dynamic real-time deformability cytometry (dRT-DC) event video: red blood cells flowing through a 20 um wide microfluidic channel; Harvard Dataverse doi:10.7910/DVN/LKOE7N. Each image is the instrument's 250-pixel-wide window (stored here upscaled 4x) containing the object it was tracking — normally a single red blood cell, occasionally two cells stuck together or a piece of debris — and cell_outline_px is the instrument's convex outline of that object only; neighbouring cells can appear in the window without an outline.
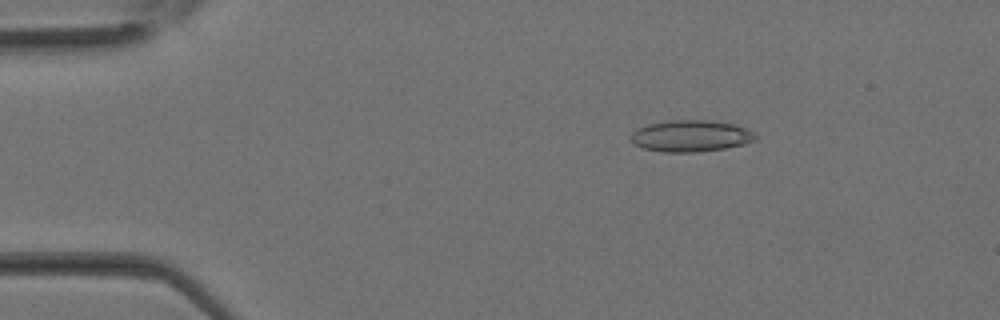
{"species": "Egyptian fruit bat (a non-hibernating species)", "species_latin": "Rousettus aegyptiacus", "temperature_condition": "room temperature", "stored_images_in_passage": 30, "camera_frame_rate_fps": 3000, "um_per_image_px": 0.085, "animal": {"sex": "female"}, "frame": {"image": 1, "passage_image": 2, "time_ms": 0.333, "image_size_px": [1000, 320], "cell_outline_px": [[756, 140], [744, 144], [724, 148], [696, 152], [664, 152], [644, 148], [636, 144], [632, 140], [632, 132], [648, 124], [672, 120], [708, 120], [732, 124], [756, 132]], "centroid_in_image_um": [58.76, 11.56], "position_along_channel_um": 26.2, "area_um2": 22.6}}
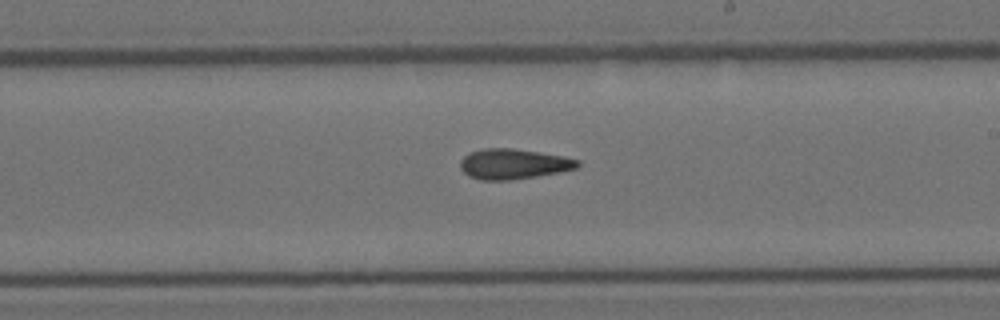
{"frame": {"image": 2, "passage_image": 16, "time_ms": 5.0, "image_size_px": [1000, 320], "cell_outline_px": [[580, 168], [560, 172], [536, 176], [508, 180], [480, 180], [468, 176], [460, 168], [460, 160], [464, 156], [472, 152], [484, 148], [512, 148], [564, 156], [580, 160]], "centroid_in_image_um": [43.67, 13.94], "position_along_channel_um": 245.3, "area_um2": 20.75}}
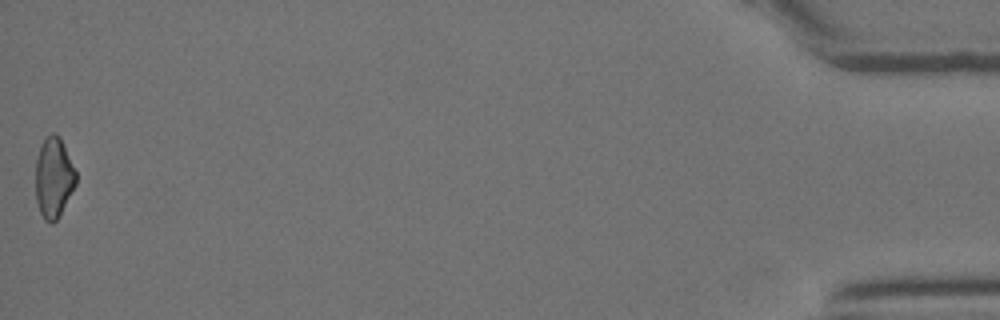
{"frame": {"image": 3, "passage_image": 30, "time_ms": 9.667, "image_size_px": [1000, 320], "cell_outline_px": [[76, 184], [56, 220], [52, 224], [44, 220], [40, 212], [36, 200], [36, 160], [40, 148], [44, 140], [52, 132], [56, 132], [60, 136], [76, 172]], "centroid_in_image_um": [4.56, 15.09], "position_along_channel_um": 430.6, "area_um2": 18.67}}